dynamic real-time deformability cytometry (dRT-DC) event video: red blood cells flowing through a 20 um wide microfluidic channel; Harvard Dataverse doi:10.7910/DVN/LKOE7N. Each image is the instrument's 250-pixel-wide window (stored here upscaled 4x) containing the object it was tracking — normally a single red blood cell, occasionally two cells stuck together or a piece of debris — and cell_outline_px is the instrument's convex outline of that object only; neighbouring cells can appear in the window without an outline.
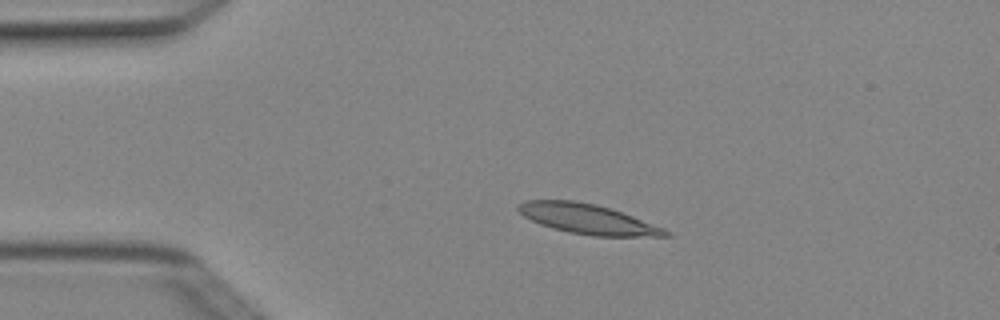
{"species": "Egyptian fruit bat (a non-hibernating species)", "species_latin": "Rousettus aegyptiacus", "temperature_condition": "cold", "stored_images_in_passage": 4, "camera_frame_rate_fps": 3000, "um_per_image_px": 0.085, "animal": {"sex": "female"}, "frame": {"image": 1, "passage_image": 3, "time_ms": 0.667, "image_size_px": [1000, 320], "cell_outline_px": [[672, 236], [596, 236], [568, 232], [552, 228], [540, 224], [524, 216], [516, 208], [516, 204], [524, 200], [576, 200], [596, 204], [612, 208], [664, 228], [672, 232]], "centroid_in_image_um": [49.95, 18.6], "position_along_channel_um": 35.1, "area_um2": 25.78}}